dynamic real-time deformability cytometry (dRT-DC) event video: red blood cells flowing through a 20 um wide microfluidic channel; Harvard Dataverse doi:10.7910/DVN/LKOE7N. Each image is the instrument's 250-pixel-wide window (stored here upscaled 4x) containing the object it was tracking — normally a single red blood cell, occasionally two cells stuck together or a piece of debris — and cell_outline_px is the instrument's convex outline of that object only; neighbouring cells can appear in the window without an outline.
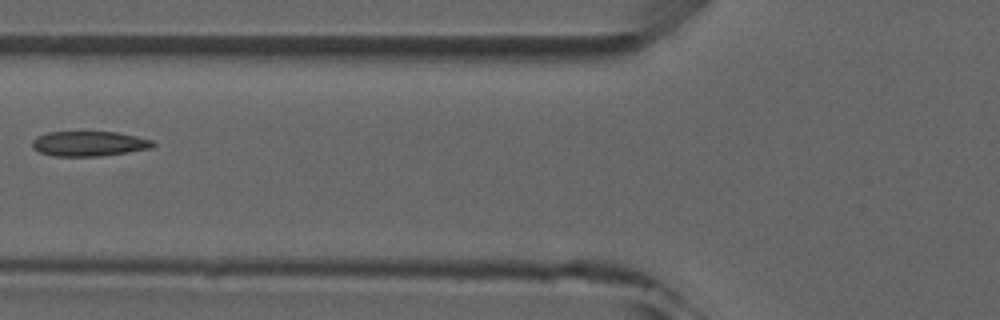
{"species": "common noctule bat (a hibernating species)", "species_latin": "Nyctalus noctula", "temperature_condition": "room temperature", "stored_images_in_passage": 5, "camera_frame_rate_fps": 3000, "um_per_image_px": 0.085, "animal": {"sex": "male", "forearm_length_mm": 52.5}, "frame": {"image": 1, "passage_image": 5, "time_ms": 5.333, "image_size_px": [1000, 320], "cell_outline_px": [[156, 144], [152, 148], [128, 152], [100, 156], [52, 156], [40, 152], [32, 148], [32, 140], [36, 136], [48, 132], [116, 132], [136, 136], [152, 140]], "centroid_in_image_um": [7.55, 12.21], "position_along_channel_um": 118.2, "area_um2": 17.63}}